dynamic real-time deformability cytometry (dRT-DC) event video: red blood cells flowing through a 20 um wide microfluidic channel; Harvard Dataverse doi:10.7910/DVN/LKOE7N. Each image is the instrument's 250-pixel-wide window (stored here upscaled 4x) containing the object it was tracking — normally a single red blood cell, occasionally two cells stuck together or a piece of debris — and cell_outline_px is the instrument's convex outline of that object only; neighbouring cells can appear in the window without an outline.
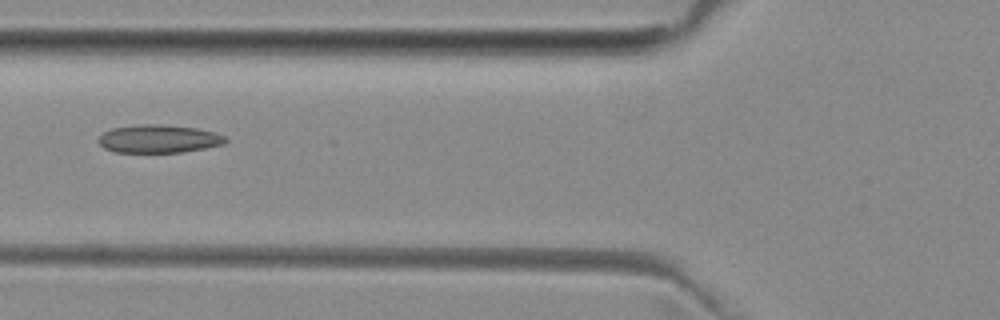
{"species": "common noctule bat (a hibernating species)", "species_latin": "Nyctalus noctula", "temperature_condition": "room temperature", "stored_images_in_passage": 2, "camera_frame_rate_fps": 3000, "um_per_image_px": 0.085, "animal": {"sex": "female", "body_mass_g": 29.2, "forearm_length_mm": 56.3}, "frame": {"image": 1, "passage_image": 2, "time_ms": 1.0, "image_size_px": [1000, 320], "cell_outline_px": [[228, 140], [224, 144], [184, 152], [116, 152], [104, 148], [100, 144], [100, 136], [104, 132], [112, 128], [140, 124], [160, 124], [196, 128], [212, 132], [224, 136]], "centroid_in_image_um": [13.5, 11.8], "position_along_channel_um": 112.3, "area_um2": 20.58}}